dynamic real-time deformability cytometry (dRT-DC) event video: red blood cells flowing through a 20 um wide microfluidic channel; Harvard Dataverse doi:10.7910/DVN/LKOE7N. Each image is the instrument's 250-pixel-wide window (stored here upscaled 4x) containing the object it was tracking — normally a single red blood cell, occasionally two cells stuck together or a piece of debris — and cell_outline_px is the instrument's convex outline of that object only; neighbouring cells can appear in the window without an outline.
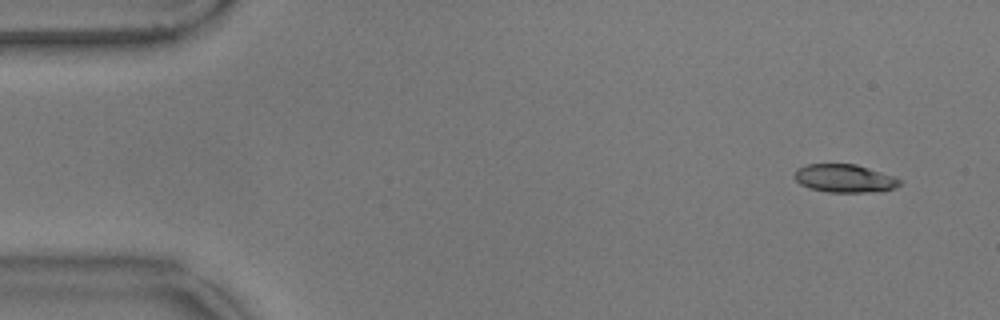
{"species": "common noctule bat (a hibernating species)", "species_latin": "Nyctalus noctula", "temperature_condition": "warm", "stored_images_in_passage": 12, "camera_frame_rate_fps": 3000, "um_per_image_px": 0.085, "animal": {"sex": "male", "body_mass_g": 17.9}, "frame": {"image": 1, "passage_image": 4, "time_ms": 1.0, "image_size_px": [1000, 320], "cell_outline_px": [[900, 184], [896, 188], [880, 192], [828, 192], [808, 188], [800, 184], [792, 176], [800, 168], [808, 164], [856, 164], [892, 176], [900, 180]], "centroid_in_image_um": [71.78, 15.18], "position_along_channel_um": 13.2, "area_um2": 17.17}}